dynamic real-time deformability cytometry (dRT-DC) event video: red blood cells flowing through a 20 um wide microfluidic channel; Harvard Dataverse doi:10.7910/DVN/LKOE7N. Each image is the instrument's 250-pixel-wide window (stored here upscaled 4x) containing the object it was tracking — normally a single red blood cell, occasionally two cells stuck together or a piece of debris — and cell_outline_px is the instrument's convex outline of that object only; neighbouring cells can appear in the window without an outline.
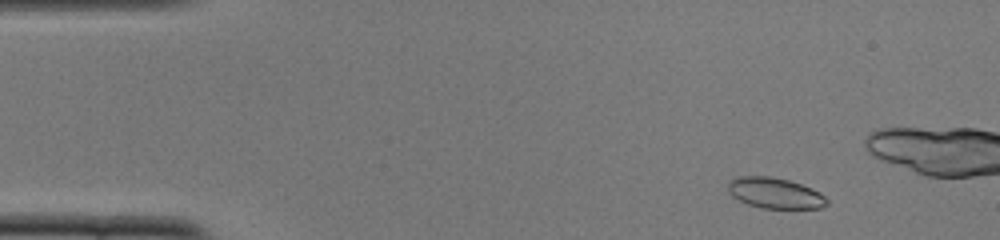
{"species": "common noctule bat (a hibernating species)", "species_latin": "Nyctalus noctula", "temperature_condition": "cold", "stored_images_in_passage": 15, "camera_frame_rate_fps": 3000, "um_per_image_px": 0.085, "animal": {"sex": "female", "body_mass_g": 22.0, "forearm_length_mm": 56.7}, "frame": {"image": 1, "passage_image": 5, "time_ms": 1.333, "image_size_px": [1000, 240], "cell_outline_px": [[828, 204], [820, 208], [760, 208], [748, 204], [732, 196], [728, 192], [728, 180], [732, 176], [768, 176], [788, 180], [812, 188], [820, 192], [828, 200]], "centroid_in_image_um": [65.84, 16.4], "position_along_channel_um": 19.2, "area_um2": 17.8}}